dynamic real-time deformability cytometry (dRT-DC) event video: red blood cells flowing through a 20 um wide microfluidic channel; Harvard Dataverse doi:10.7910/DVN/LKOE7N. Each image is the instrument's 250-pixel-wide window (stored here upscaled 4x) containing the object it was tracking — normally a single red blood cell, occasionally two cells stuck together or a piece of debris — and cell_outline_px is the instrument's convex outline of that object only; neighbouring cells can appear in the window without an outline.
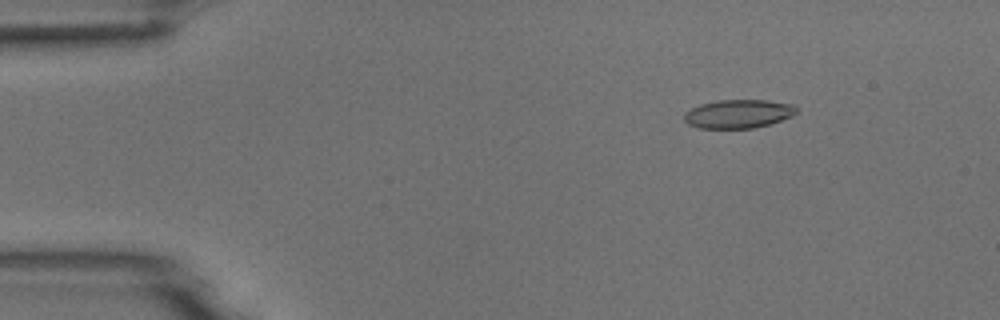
{"species": "common noctule bat (a hibernating species)", "species_latin": "Nyctalus noctula", "temperature_condition": "room temperature", "stored_images_in_passage": 3, "camera_frame_rate_fps": 3000, "um_per_image_px": 0.085, "animal": {"sex": "male", "body_mass_g": 18.8}, "frame": {"image": 1, "passage_image": 3, "time_ms": 2.333, "image_size_px": [1000, 320], "cell_outline_px": [[796, 112], [780, 120], [756, 128], [700, 128], [688, 124], [684, 120], [684, 112], [700, 104], [716, 100], [764, 100], [792, 104], [796, 108]], "centroid_in_image_um": [62.69, 9.67], "position_along_channel_um": 22.3, "area_um2": 18.5}}